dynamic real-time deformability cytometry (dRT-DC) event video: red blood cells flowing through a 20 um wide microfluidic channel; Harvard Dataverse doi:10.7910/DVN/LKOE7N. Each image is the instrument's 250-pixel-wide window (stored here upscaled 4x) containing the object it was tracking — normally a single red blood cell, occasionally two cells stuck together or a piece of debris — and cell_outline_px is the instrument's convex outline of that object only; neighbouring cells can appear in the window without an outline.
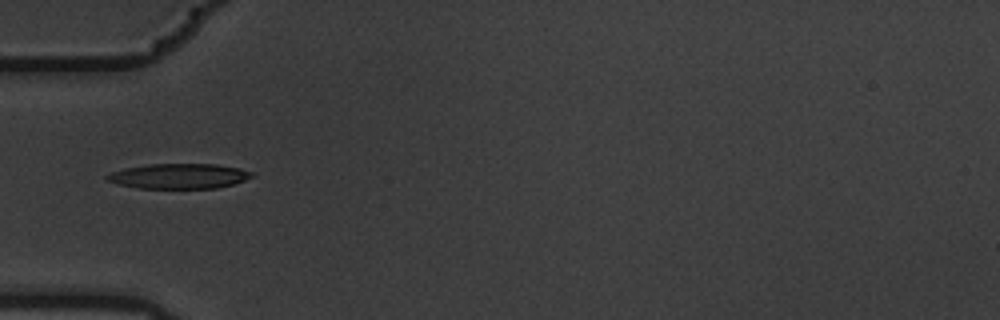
{"species": "common noctule bat (a hibernating species)", "species_latin": "Nyctalus noctula", "temperature_condition": "warm", "stored_images_in_passage": 9, "camera_frame_rate_fps": 3000, "um_per_image_px": 0.085, "animal": {"sex": "male", "body_mass_g": 19.5, "forearm_length_mm": 54.6}, "frame": {"image": 1, "passage_image": 6, "time_ms": 1.667, "image_size_px": [1000, 320], "cell_outline_px": [[256, 176], [232, 184], [216, 188], [140, 188], [116, 184], [108, 180], [104, 176], [112, 172], [124, 168], [148, 164], [216, 164], [240, 168], [252, 172]], "centroid_in_image_um": [15.22, 14.96], "position_along_channel_um": 69.8, "area_um2": 21.15}}
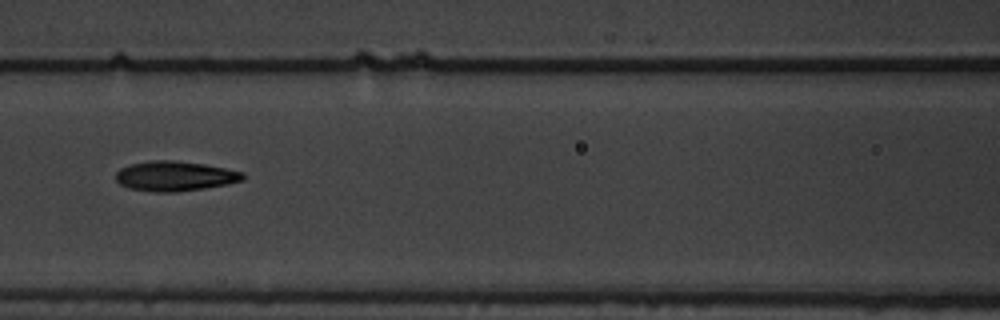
{"frame": {"image": 2, "passage_image": 8, "time_ms": 2.333, "image_size_px": [1000, 320], "cell_outline_px": [[244, 180], [228, 184], [204, 188], [176, 192], [152, 192], [128, 188], [120, 184], [116, 180], [116, 172], [120, 168], [128, 164], [148, 160], [172, 160], [204, 164], [244, 172]], "centroid_in_image_um": [14.83, 14.96], "position_along_channel_um": 151.8, "area_um2": 22.31}}
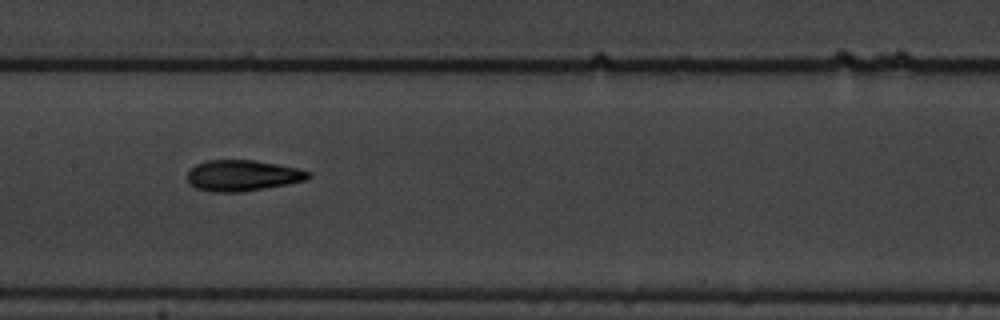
{"frame": {"image": 3, "passage_image": 9, "time_ms": 2.667, "image_size_px": [1000, 320], "cell_outline_px": [[312, 176], [308, 180], [288, 184], [240, 192], [212, 192], [196, 188], [188, 180], [188, 172], [196, 164], [208, 160], [256, 160], [296, 168], [312, 172]], "centroid_in_image_um": [20.66, 14.92], "position_along_channel_um": 186.7, "area_um2": 21.79}}